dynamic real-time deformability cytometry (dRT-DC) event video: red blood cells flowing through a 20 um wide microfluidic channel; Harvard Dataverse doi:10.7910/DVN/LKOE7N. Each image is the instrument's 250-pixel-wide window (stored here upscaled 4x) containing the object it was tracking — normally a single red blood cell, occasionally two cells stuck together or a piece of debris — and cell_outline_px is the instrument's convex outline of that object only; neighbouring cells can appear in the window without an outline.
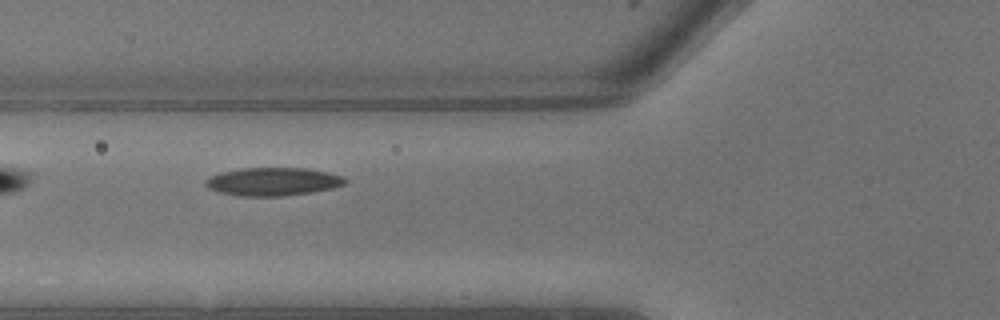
{"species": "common noctule bat (a hibernating species)", "species_latin": "Nyctalus noctula", "temperature_condition": "warm", "stored_images_in_passage": 7, "camera_frame_rate_fps": 3000, "um_per_image_px": 0.085, "animal": {"sex": "male", "body_mass_g": 13.3}, "frame": {"image": 1, "passage_image": 3, "time_ms": 0.667, "image_size_px": [1000, 320], "cell_outline_px": [[348, 180], [344, 184], [332, 188], [284, 196], [240, 196], [220, 192], [208, 188], [204, 184], [204, 180], [220, 172], [240, 168], [304, 168], [328, 172], [344, 176]], "centroid_in_image_um": [23.18, 15.43], "position_along_channel_um": 102.6, "area_um2": 22.83}}
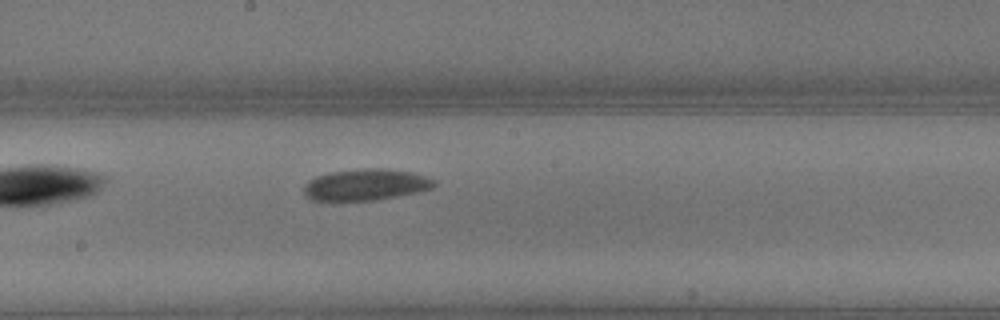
{"frame": {"image": 2, "passage_image": 7, "time_ms": 2.0, "image_size_px": [1000, 320], "cell_outline_px": [[436, 184], [432, 188], [420, 192], [376, 200], [312, 200], [304, 192], [304, 188], [316, 176], [332, 172], [368, 168], [388, 168], [412, 172], [436, 180]], "centroid_in_image_um": [31.18, 15.69], "position_along_channel_um": 217.0, "area_um2": 23.58}}